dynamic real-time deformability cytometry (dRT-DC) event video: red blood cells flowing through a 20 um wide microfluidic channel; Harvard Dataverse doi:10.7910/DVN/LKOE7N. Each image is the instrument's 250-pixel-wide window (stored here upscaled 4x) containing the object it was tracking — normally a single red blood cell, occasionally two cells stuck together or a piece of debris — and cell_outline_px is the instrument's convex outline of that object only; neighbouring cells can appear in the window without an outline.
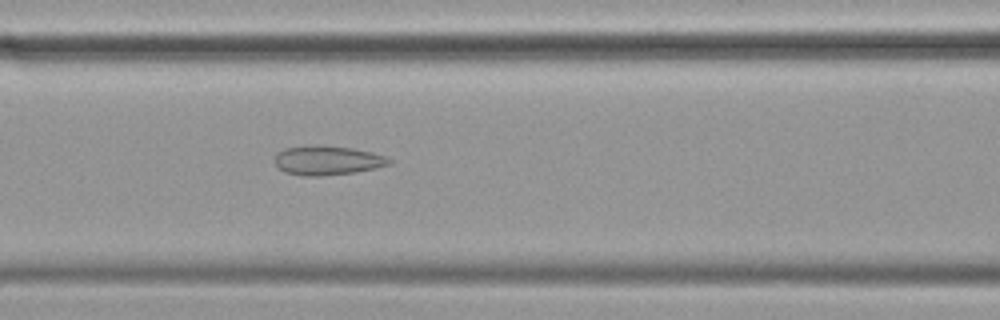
{"species": "common noctule bat (a hibernating species)", "species_latin": "Nyctalus noctula", "temperature_condition": "cold", "stored_images_in_passage": 49, "camera_frame_rate_fps": 3000, "um_per_image_px": 0.085, "animal": {"sex": "female", "body_mass_g": 19.9}, "frame": {"image": 1, "passage_image": 23, "time_ms": 7.333, "image_size_px": [1000, 320], "cell_outline_px": [[392, 164], [376, 168], [356, 172], [320, 176], [304, 176], [284, 172], [276, 168], [272, 160], [276, 152], [284, 148], [308, 144], [312, 144], [352, 148], [372, 152], [388, 156], [392, 160]], "centroid_in_image_um": [27.78, 13.62], "position_along_channel_um": 138.8, "area_um2": 20.17}}
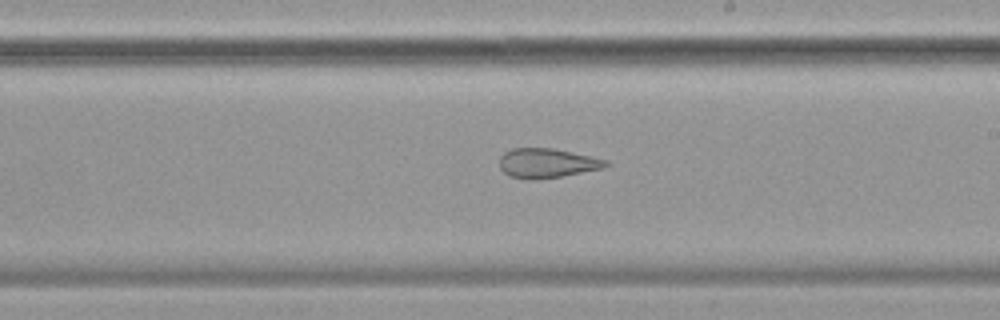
{"frame": {"image": 2, "passage_image": 32, "time_ms": 10.333, "image_size_px": [1000, 320], "cell_outline_px": [[612, 164], [604, 168], [560, 176], [532, 180], [508, 176], [500, 168], [500, 156], [504, 152], [512, 148], [552, 148], [572, 152], [608, 160]], "centroid_in_image_um": [46.5, 13.86], "position_along_channel_um": 242.5, "area_um2": 18.26}}
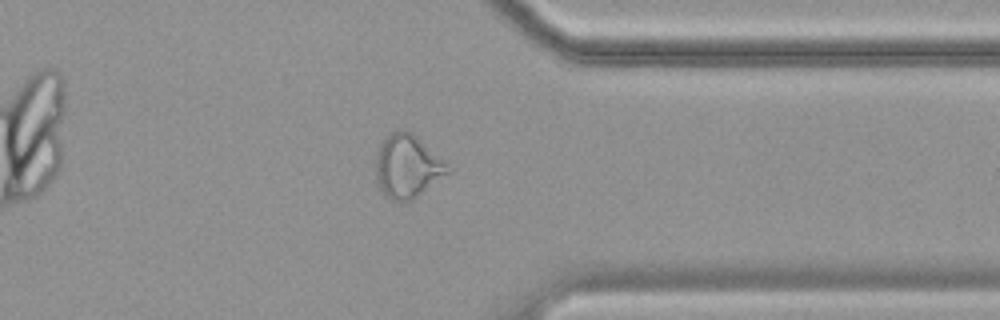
{"frame": {"image": 3, "passage_image": 44, "time_ms": 14.333, "image_size_px": [1000, 320], "cell_outline_px": [[452, 172], [412, 200], [400, 204], [384, 196], [380, 192], [376, 184], [376, 156], [380, 144], [384, 136], [400, 128], [404, 128], [412, 132], [444, 160], [452, 168]], "centroid_in_image_um": [34.62, 14.16], "position_along_channel_um": 376.8, "area_um2": 27.34}}